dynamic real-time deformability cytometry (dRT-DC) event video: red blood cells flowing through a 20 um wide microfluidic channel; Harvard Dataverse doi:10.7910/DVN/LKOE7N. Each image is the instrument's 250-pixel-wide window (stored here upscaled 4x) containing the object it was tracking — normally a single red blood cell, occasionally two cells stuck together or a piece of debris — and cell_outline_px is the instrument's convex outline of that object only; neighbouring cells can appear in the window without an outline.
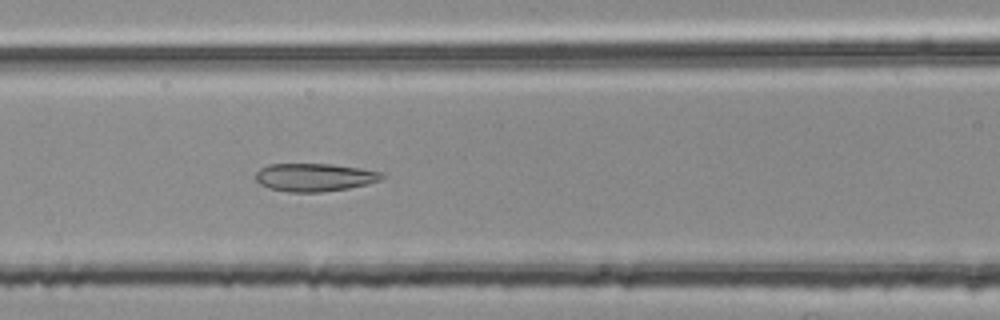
{"species": "common noctule bat (a hibernating species)", "species_latin": "Nyctalus noctula", "temperature_condition": "room temperature", "stored_images_in_passage": 36, "camera_frame_rate_fps": 3000, "um_per_image_px": 0.085, "animal": {"sex": "female", "body_mass_g": 25.1}, "frame": {"image": 1, "passage_image": 6, "time_ms": 1.667, "image_size_px": [1000, 320], "cell_outline_px": [[388, 176], [380, 180], [368, 184], [348, 188], [320, 192], [288, 192], [268, 188], [260, 184], [256, 180], [256, 172], [260, 168], [268, 164], [332, 164], [360, 168], [380, 172]], "centroid_in_image_um": [26.74, 15.07], "position_along_channel_um": 139.9, "area_um2": 20.69}}
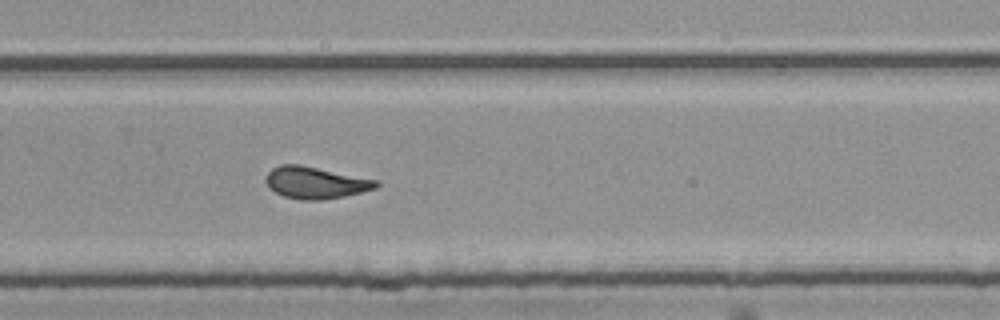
{"frame": {"image": 2, "passage_image": 19, "time_ms": 6.0, "image_size_px": [1000, 320], "cell_outline_px": [[380, 184], [376, 188], [344, 196], [320, 200], [300, 200], [284, 196], [276, 192], [264, 180], [268, 172], [272, 168], [280, 164], [300, 164], [376, 180]], "centroid_in_image_um": [26.79, 15.52], "position_along_channel_um": 303.0, "area_um2": 20.23}}
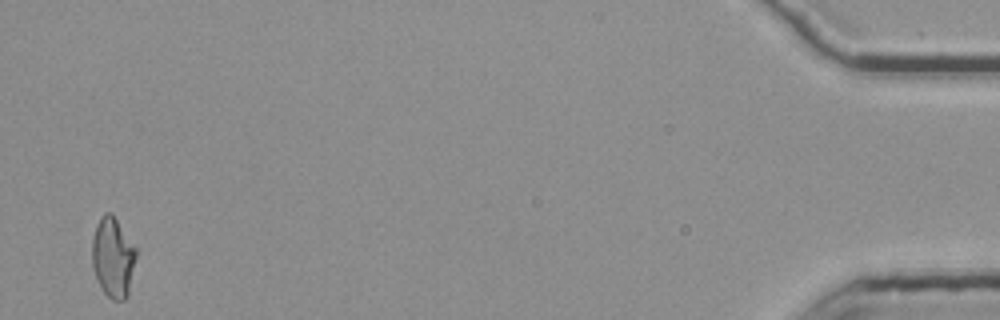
{"frame": {"image": 3, "passage_image": 36, "time_ms": 11.667, "image_size_px": [1000, 320], "cell_outline_px": [[136, 256], [128, 296], [124, 300], [112, 300], [104, 292], [92, 268], [92, 236], [96, 224], [100, 216], [104, 212], [112, 212], [136, 248]], "centroid_in_image_um": [9.59, 21.84], "position_along_channel_um": 425.6, "area_um2": 20.63}}